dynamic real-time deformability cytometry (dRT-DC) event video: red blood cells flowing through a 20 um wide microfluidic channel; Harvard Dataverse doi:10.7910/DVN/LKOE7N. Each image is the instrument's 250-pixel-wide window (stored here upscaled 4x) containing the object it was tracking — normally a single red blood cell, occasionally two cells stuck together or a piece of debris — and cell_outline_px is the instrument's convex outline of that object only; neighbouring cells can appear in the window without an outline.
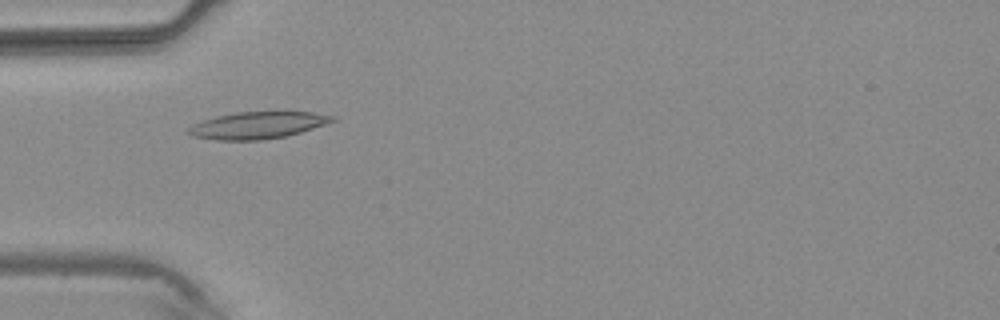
{"species": "common noctule bat (a hibernating species)", "species_latin": "Nyctalus noctula", "temperature_condition": "warm", "stored_images_in_passage": 4, "camera_frame_rate_fps": 3000, "um_per_image_px": 0.085, "animal": {"sex": "male", "body_mass_g": 20.4}, "frame": {"image": 1, "passage_image": 4, "time_ms": 3.333, "image_size_px": [1000, 320], "cell_outline_px": [[336, 120], [288, 136], [260, 140], [216, 140], [192, 136], [184, 132], [184, 128], [192, 124], [216, 116], [236, 112], [312, 112], [336, 116]], "centroid_in_image_um": [21.82, 10.65], "position_along_channel_um": 63.2, "area_um2": 22.66}}